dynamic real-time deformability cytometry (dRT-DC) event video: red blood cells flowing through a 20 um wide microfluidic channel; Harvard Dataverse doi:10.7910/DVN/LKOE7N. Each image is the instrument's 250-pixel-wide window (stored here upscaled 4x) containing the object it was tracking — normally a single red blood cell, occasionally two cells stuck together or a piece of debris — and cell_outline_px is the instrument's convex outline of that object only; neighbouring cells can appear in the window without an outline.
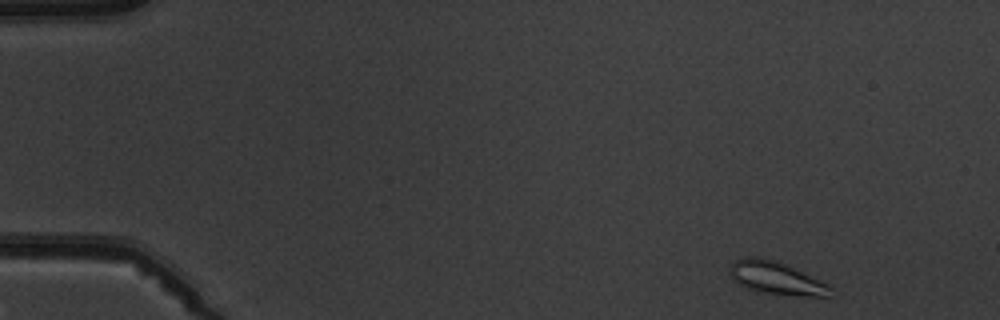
{"species": "common noctule bat (a hibernating species)", "species_latin": "Nyctalus noctula", "temperature_condition": "warm", "stored_images_in_passage": 4, "camera_frame_rate_fps": 3000, "um_per_image_px": 0.085, "animal": {"sex": "male", "body_mass_g": 19.5, "forearm_length_mm": 54.6}, "frame": {"image": 1, "passage_image": 1, "time_ms": 0.0, "image_size_px": [1000, 320], "cell_outline_px": [[840, 292], [832, 296], [804, 296], [756, 292], [732, 280], [728, 264], [736, 260], [748, 256], [756, 256], [776, 260], [820, 280], [828, 284]], "centroid_in_image_um": [66.02, 23.65], "position_along_channel_um": 19.0, "area_um2": 19.59}}
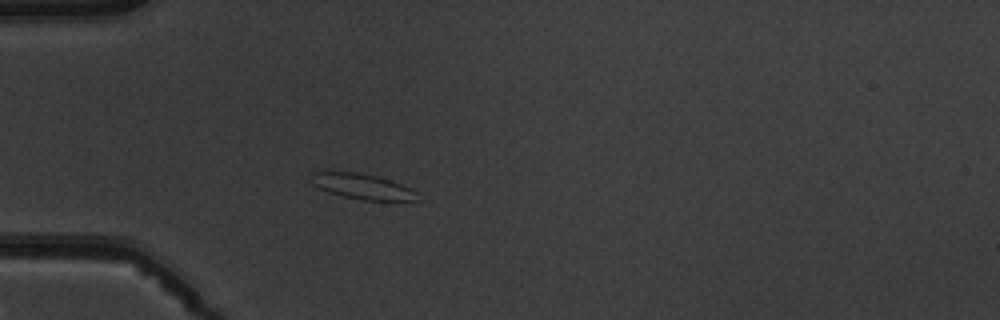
{"frame": {"image": 2, "passage_image": 4, "time_ms": 3.667, "image_size_px": [1000, 320], "cell_outline_px": [[416, 200], [360, 200], [328, 192], [312, 184], [308, 180], [312, 172], [356, 172], [376, 176], [412, 188], [416, 192]], "centroid_in_image_um": [30.73, 15.84], "position_along_channel_um": 54.3, "area_um2": 15.49}}